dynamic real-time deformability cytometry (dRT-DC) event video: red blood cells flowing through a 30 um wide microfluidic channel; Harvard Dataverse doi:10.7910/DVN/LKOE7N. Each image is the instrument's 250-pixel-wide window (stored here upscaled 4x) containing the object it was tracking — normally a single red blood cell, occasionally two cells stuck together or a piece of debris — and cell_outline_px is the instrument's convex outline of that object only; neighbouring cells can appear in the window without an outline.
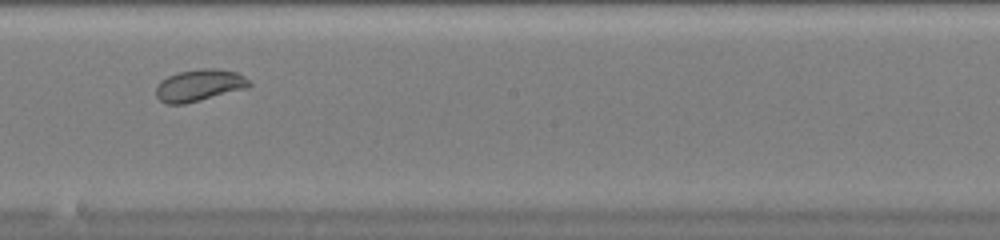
{"species": "common noctule bat (a hibernating species)", "species_latin": "Nyctalus noctula", "temperature_condition": "warm", "stored_images_in_passage": 24, "camera_frame_rate_fps": 3000, "um_per_image_px": 0.085, "animal": {"sex": "female", "body_mass_g": 20.0, "forearm_length_mm": 54.0}, "frame": {"image": 1, "passage_image": 17, "time_ms": 5.333, "image_size_px": [1000, 240], "cell_outline_px": [[252, 84], [248, 88], [184, 104], [168, 104], [160, 100], [156, 96], [156, 84], [160, 80], [168, 76], [180, 72], [200, 68], [216, 68], [236, 72], [244, 76]], "centroid_in_image_um": [16.93, 7.24], "position_along_channel_um": 231.3, "area_um2": 17.34}}